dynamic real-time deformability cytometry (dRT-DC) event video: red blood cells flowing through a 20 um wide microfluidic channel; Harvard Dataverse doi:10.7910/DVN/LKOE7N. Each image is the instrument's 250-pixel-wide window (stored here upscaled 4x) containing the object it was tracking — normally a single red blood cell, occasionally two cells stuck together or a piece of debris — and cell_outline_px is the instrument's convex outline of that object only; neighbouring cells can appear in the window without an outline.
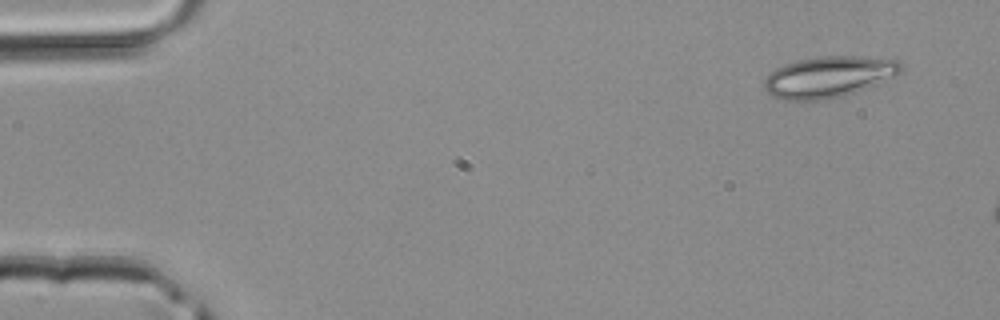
{"species": "common noctule bat (a hibernating species)", "species_latin": "Nyctalus noctula", "temperature_condition": "room temperature", "stored_images_in_passage": 3, "camera_frame_rate_fps": 3000, "um_per_image_px": 0.085, "animal": {"sex": "male", "body_mass_g": 20.4}, "frame": {"image": 1, "passage_image": 1, "time_ms": 0.0, "image_size_px": [1000, 320], "cell_outline_px": [[904, 68], [896, 76], [876, 84], [840, 96], [824, 100], [784, 100], [772, 96], [764, 88], [764, 80], [776, 68], [784, 64], [800, 60], [824, 56], [860, 56], [896, 60]], "centroid_in_image_um": [70.43, 6.53], "position_along_channel_um": 14.6, "area_um2": 32.37}}